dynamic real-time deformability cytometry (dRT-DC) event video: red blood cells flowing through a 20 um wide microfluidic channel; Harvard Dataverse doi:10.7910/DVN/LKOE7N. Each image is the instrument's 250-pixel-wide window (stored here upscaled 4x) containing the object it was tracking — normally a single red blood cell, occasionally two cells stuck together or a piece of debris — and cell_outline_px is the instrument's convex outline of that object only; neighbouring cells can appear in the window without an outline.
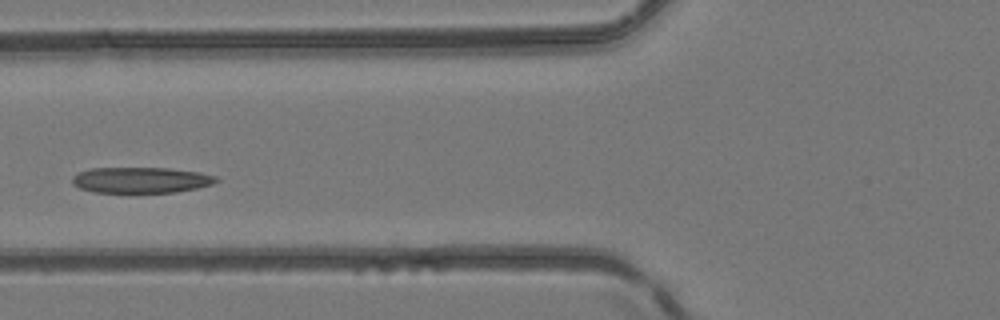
{"species": "common noctule bat (a hibernating species)", "species_latin": "Nyctalus noctula", "temperature_condition": "room temperature", "stored_images_in_passage": 3, "camera_frame_rate_fps": 3000, "um_per_image_px": 0.085, "animal": {"sex": "female", "body_mass_g": 24.6, "forearm_length_mm": 56.2}, "frame": {"image": 1, "passage_image": 3, "time_ms": 0.667, "image_size_px": [1000, 320], "cell_outline_px": [[220, 180], [212, 184], [196, 188], [176, 192], [92, 192], [80, 188], [72, 184], [72, 176], [76, 172], [92, 168], [168, 168], [200, 172], [216, 176]], "centroid_in_image_um": [11.96, 15.3], "position_along_channel_um": 113.8, "area_um2": 21.73}}